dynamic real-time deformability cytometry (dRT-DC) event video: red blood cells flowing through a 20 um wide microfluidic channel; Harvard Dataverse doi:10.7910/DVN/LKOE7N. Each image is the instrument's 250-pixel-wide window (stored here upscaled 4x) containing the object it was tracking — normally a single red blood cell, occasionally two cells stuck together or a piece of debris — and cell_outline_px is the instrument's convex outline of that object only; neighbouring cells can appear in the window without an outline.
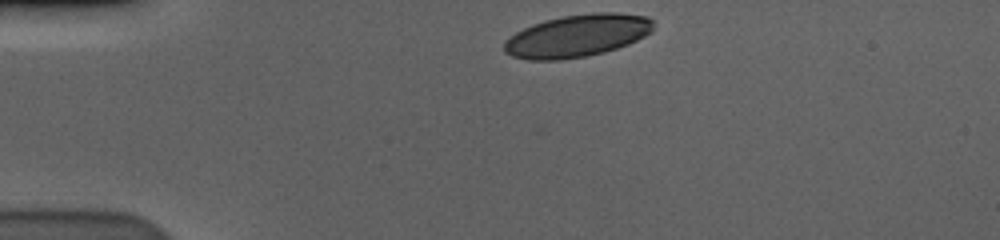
{"species": "human", "species_latin": "Homo sapiens", "temperature_condition": "cold", "stored_images_in_passage": 36, "camera_frame_rate_fps": 3000, "um_per_image_px": 0.085, "donor": {"sex": "male"}, "frame": {"image": 1, "passage_image": 1, "time_ms": 0.0, "image_size_px": [1000, 240], "cell_outline_px": [[652, 32], [628, 44], [604, 52], [584, 56], [560, 60], [528, 60], [512, 56], [504, 52], [504, 40], [516, 32], [532, 24], [544, 20], [564, 16], [592, 12], [616, 12], [648, 16], [652, 20]], "centroid_in_image_um": [49.05, 3.03], "position_along_channel_um": 36.0, "area_um2": 36.93}}
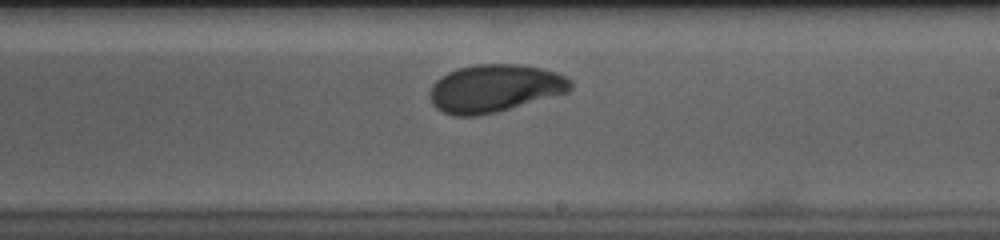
{"frame": {"image": 2, "passage_image": 23, "time_ms": 7.333, "image_size_px": [1000, 240], "cell_outline_px": [[572, 88], [568, 92], [496, 112], [476, 116], [456, 116], [444, 112], [436, 108], [432, 104], [428, 96], [432, 84], [440, 76], [448, 72], [460, 68], [476, 64], [520, 64], [544, 68], [556, 72], [572, 80]], "centroid_in_image_um": [42.03, 7.5], "position_along_channel_um": 247.0, "area_um2": 39.25}}
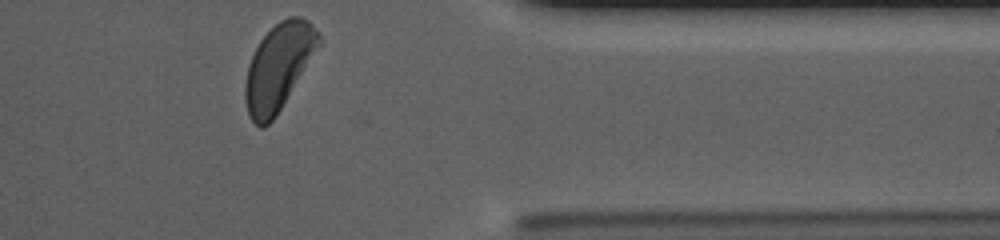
{"frame": {"image": 3, "passage_image": 36, "time_ms": 11.667, "image_size_px": [1000, 240], "cell_outline_px": [[320, 44], [276, 116], [264, 128], [260, 128], [248, 116], [244, 96], [244, 88], [248, 64], [260, 40], [280, 20], [288, 16], [300, 16], [308, 20], [320, 32]], "centroid_in_image_um": [23.66, 5.68], "position_along_channel_um": 387.7, "area_um2": 36.59}, "authors_computed_cell_mechanics": {"area_um2": 38.3503, "velocity_mm_per_s": 3.5582, "shape_relaxation_time_tau1_ms": 4.7138, "shape_relaxation_time_tau2_ms": 1.154, "deformation_change_tau1": 0.1713, "deformation_change_tau2": 0.058}}